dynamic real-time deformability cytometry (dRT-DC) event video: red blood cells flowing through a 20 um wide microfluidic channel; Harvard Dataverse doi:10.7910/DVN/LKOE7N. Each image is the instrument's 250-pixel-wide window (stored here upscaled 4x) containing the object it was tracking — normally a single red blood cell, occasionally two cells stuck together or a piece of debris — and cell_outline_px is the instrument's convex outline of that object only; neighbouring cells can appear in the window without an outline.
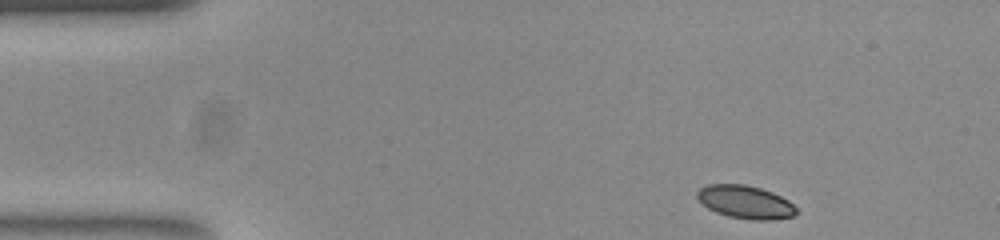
{"species": "common noctule bat (a hibernating species)", "species_latin": "Nyctalus noctula", "temperature_condition": "room temperature", "stored_images_in_passage": 48, "camera_frame_rate_fps": 3000, "um_per_image_px": 0.085, "animal": {"sex": "female", "body_mass_g": 23.0, "forearm_length_mm": 53.4}, "frame": {"image": 1, "passage_image": 1, "time_ms": 0.0, "image_size_px": [1000, 240], "cell_outline_px": [[796, 212], [792, 216], [772, 220], [752, 220], [728, 216], [716, 212], [708, 208], [696, 196], [696, 192], [700, 188], [708, 184], [744, 184], [760, 188], [772, 192], [788, 200], [796, 208]], "centroid_in_image_um": [63.34, 17.17], "position_along_channel_um": 21.7, "area_um2": 18.96}}
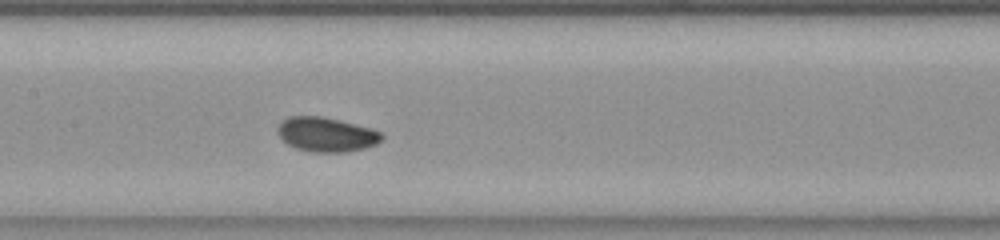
{"frame": {"image": 2, "passage_image": 20, "time_ms": 6.333, "image_size_px": [1000, 240], "cell_outline_px": [[384, 136], [376, 144], [364, 148], [348, 152], [312, 152], [296, 148], [288, 144], [276, 132], [276, 128], [288, 116], [320, 116], [368, 128], [380, 132]], "centroid_in_image_um": [27.7, 11.44], "position_along_channel_um": 179.7, "area_um2": 20.52}}
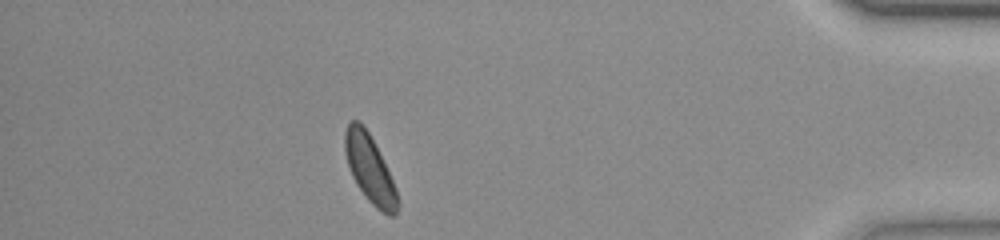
{"frame": {"image": 3, "passage_image": 42, "time_ms": 13.667, "image_size_px": [1000, 240], "cell_outline_px": [[400, 204], [396, 212], [392, 216], [388, 216], [376, 208], [368, 200], [356, 184], [352, 176], [344, 152], [344, 132], [348, 124], [352, 120], [360, 120], [368, 132], [396, 188], [400, 200]], "centroid_in_image_um": [31.42, 14.38], "position_along_channel_um": 403.8, "area_um2": 20.52}, "authors_computed_cell_mechanics": {"area_um2": 20.2011, "velocity_mm_per_s": 3.7384, "shape_relaxation_time_tau1_ms": 1.4547, "shape_relaxation_time_tau2_ms": null, "deformation_change_tau1": 0.0673, "deformation_change_tau2": null}}